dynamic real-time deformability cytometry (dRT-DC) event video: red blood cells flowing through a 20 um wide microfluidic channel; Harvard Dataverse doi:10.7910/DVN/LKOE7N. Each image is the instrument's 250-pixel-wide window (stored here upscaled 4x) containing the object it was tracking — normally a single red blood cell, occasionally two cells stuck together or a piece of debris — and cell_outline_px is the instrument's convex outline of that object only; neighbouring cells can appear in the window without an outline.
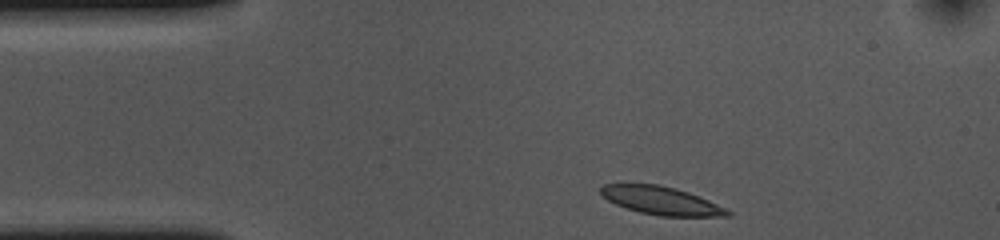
{"species": "common noctule bat (a hibernating species)", "species_latin": "Nyctalus noctula", "temperature_condition": "cold", "stored_images_in_passage": 35, "camera_frame_rate_fps": 3000, "um_per_image_px": 0.085, "animal": {"sex": "female", "body_mass_g": 10.0, "forearm_length_mm": 53.1}, "frame": {"image": 1, "passage_image": 1, "time_ms": 0.0, "image_size_px": [1000, 240], "cell_outline_px": [[732, 216], [660, 216], [640, 212], [616, 204], [608, 200], [600, 192], [600, 188], [604, 184], [656, 184], [676, 188], [688, 192], [708, 200], [732, 212]], "centroid_in_image_um": [56.21, 17.05], "position_along_channel_um": 28.8, "area_um2": 20.46}}
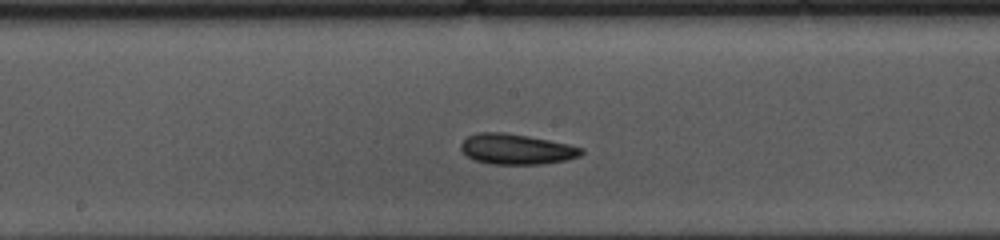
{"frame": {"image": 2, "passage_image": 19, "time_ms": 6.0, "image_size_px": [1000, 240], "cell_outline_px": [[584, 152], [580, 156], [568, 160], [540, 164], [492, 164], [472, 160], [460, 148], [460, 144], [468, 136], [476, 132], [504, 132], [528, 136], [568, 144], [584, 148]], "centroid_in_image_um": [43.9, 12.68], "position_along_channel_um": 204.3, "area_um2": 21.44}}
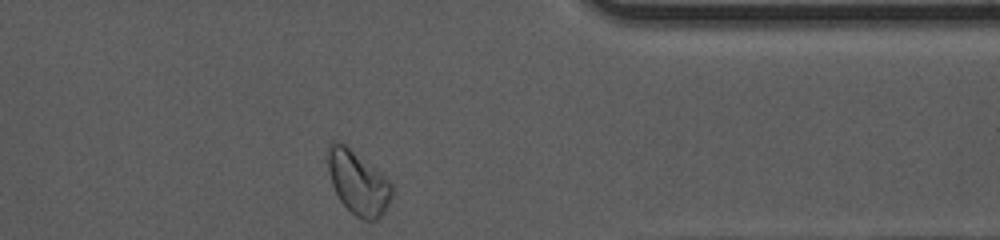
{"frame": {"image": 3, "passage_image": 35, "time_ms": 11.333, "image_size_px": [1000, 240], "cell_outline_px": [[392, 196], [384, 212], [376, 220], [364, 220], [356, 216], [340, 200], [332, 184], [328, 168], [328, 144], [332, 140], [336, 140], [344, 144], [384, 176], [392, 184]], "centroid_in_image_um": [30.42, 15.53], "position_along_channel_um": 381.0, "area_um2": 23.18}, "authors_computed_cell_mechanics": {"area_um2": 20.808, "velocity_mm_per_s": 3.6029, "shape_relaxation_time_tau1_ms": 2.2394, "shape_relaxation_time_tau2_ms": 2.4409, "deformation_change_tau1": 0.0936, "deformation_change_tau2": 0.0826}}